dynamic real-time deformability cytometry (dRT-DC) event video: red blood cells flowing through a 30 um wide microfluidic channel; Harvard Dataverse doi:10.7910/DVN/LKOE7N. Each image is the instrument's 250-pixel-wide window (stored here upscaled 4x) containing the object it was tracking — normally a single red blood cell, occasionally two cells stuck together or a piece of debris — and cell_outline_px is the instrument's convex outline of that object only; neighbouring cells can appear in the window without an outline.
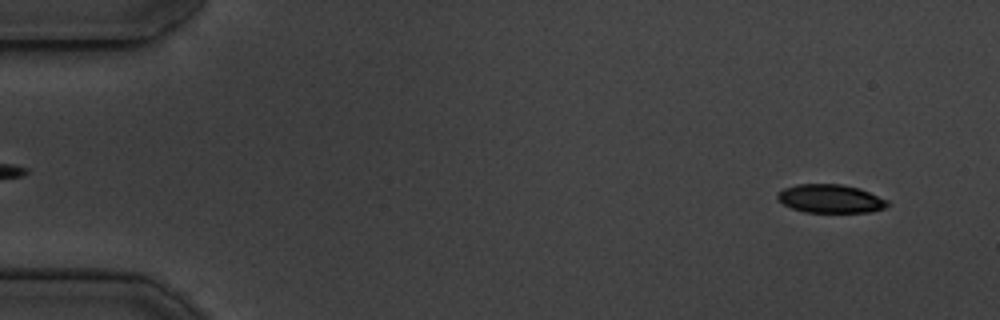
{"species": "common noctule bat (a hibernating species)", "species_latin": "Nyctalus noctula", "temperature_condition": "cold", "stored_images_in_passage": 50, "camera_frame_rate_fps": 3000, "um_per_image_px": 0.085, "animal": {"sex": "male", "body_mass_g": 19.5, "forearm_length_mm": 54.6}, "frame": {"image": 1, "passage_image": 4, "time_ms": 1.0, "image_size_px": [1000, 320], "cell_outline_px": [[884, 204], [880, 208], [864, 212], [812, 212], [796, 208], [784, 204], [780, 200], [780, 192], [788, 188], [804, 184], [836, 184], [856, 188], [868, 192], [884, 200]], "centroid_in_image_um": [70.56, 16.88], "position_along_channel_um": 14.4, "area_um2": 16.82}}
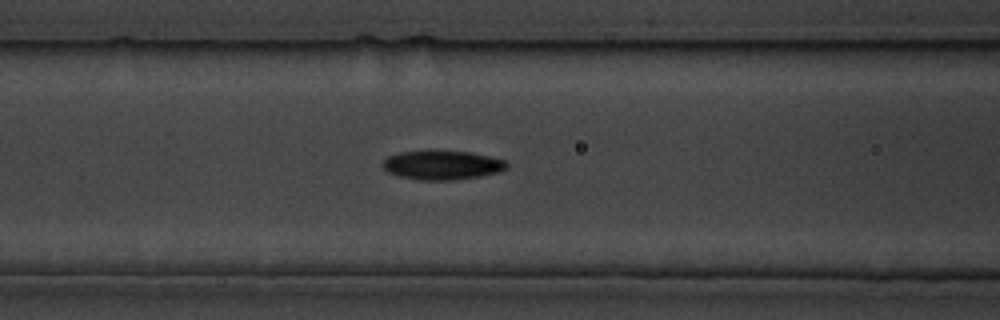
{"frame": {"image": 2, "passage_image": 22, "time_ms": 7.0, "image_size_px": [1000, 320], "cell_outline_px": [[504, 168], [492, 172], [468, 176], [408, 176], [392, 172], [384, 164], [392, 156], [408, 152], [464, 152], [500, 160], [504, 164]], "centroid_in_image_um": [37.59, 13.96], "position_along_channel_um": 129.0, "area_um2": 17.22}}
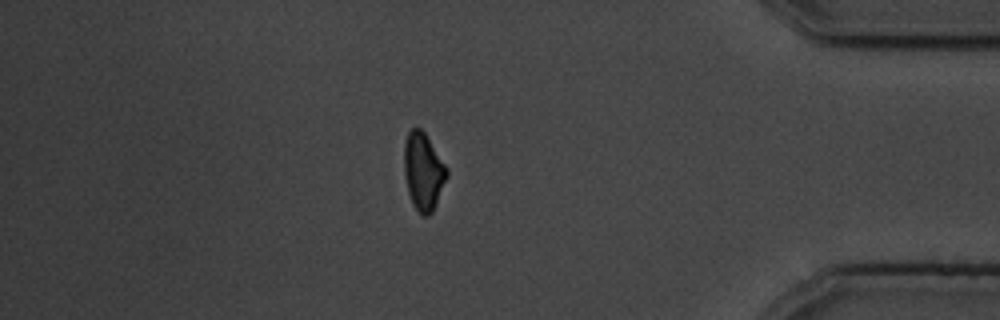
{"frame": {"image": 3, "passage_image": 46, "time_ms": 15.0, "image_size_px": [1000, 320], "cell_outline_px": [[448, 172], [436, 200], [432, 208], [424, 216], [416, 208], [412, 200], [408, 188], [404, 164], [404, 148], [408, 132], [412, 128], [420, 128], [424, 132]], "centroid_in_image_um": [35.95, 14.49], "position_along_channel_um": 399.3, "area_um2": 17.8}}